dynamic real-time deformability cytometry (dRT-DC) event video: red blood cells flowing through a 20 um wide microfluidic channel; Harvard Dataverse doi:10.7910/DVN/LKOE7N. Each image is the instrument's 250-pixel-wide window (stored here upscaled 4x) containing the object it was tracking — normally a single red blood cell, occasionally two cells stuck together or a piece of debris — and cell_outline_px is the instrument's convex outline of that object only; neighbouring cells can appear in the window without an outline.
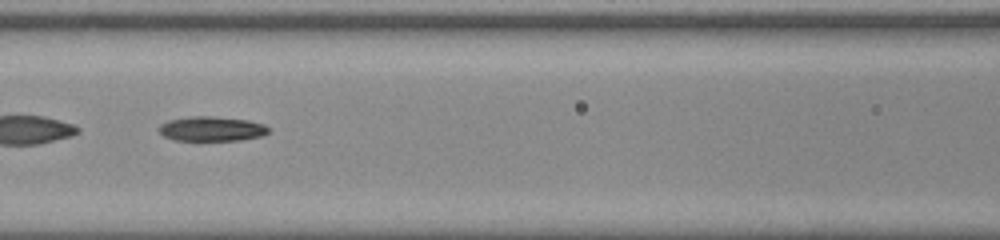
{"species": "common noctule bat (a hibernating species)", "species_latin": "Nyctalus noctula", "temperature_condition": "room temperature", "stored_images_in_passage": 55, "segment_of_instrument_passage": [2, 2], "camera_frame_rate_fps": 3000, "um_per_image_px": 0.085, "animal": {"sex": "male", "body_mass_g": 20.0, "forearm_length_mm": 53.3}, "frame": {"image": 1, "passage_image": 26, "time_ms": 8.333, "image_size_px": [1000, 240], "cell_outline_px": [[268, 132], [260, 136], [240, 140], [176, 140], [164, 136], [160, 132], [160, 124], [168, 120], [192, 116], [212, 116], [248, 120], [264, 124], [268, 128]], "centroid_in_image_um": [17.99, 10.94], "position_along_channel_um": 148.6, "area_um2": 15.55}}
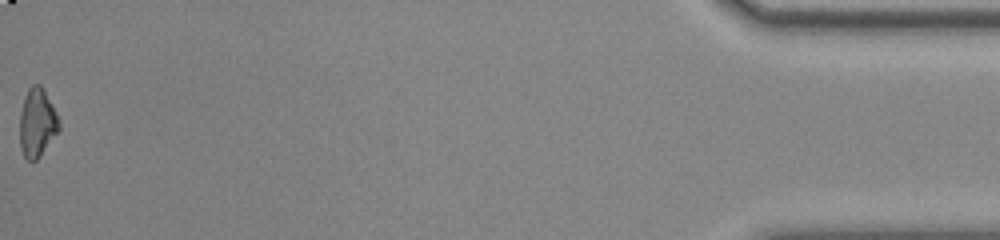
{"frame": {"image": 2, "passage_image": 55, "time_ms": 18.0, "image_size_px": [1000, 240], "cell_outline_px": [[60, 128], [40, 156], [36, 160], [28, 160], [24, 156], [20, 144], [20, 112], [24, 96], [28, 88], [32, 84], [40, 84], [44, 88], [60, 120]], "centroid_in_image_um": [3.16, 10.39], "position_along_channel_um": 432.0, "area_um2": 15.72}}